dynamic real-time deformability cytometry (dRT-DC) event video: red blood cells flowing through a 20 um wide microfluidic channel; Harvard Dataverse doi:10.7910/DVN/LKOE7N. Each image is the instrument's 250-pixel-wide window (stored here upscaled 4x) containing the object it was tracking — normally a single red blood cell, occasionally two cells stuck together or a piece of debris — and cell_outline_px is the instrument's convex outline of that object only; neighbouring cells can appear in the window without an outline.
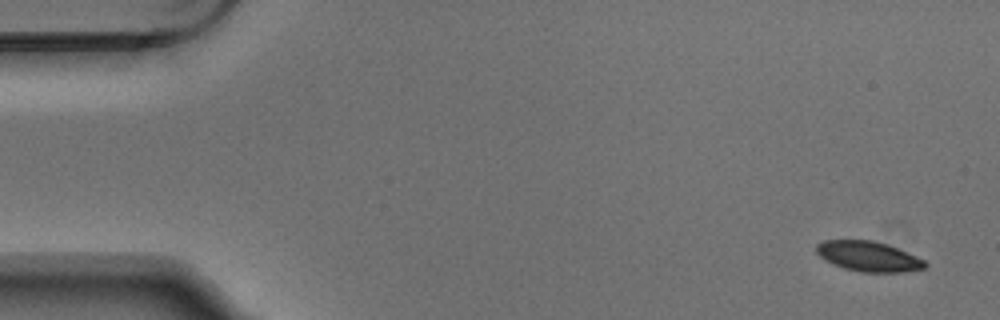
{"species": "Egyptian fruit bat (a non-hibernating species)", "species_latin": "Rousettus aegyptiacus", "temperature_condition": "warm", "stored_images_in_passage": 7, "camera_frame_rate_fps": 3000, "um_per_image_px": 0.085, "animal": {"sex": "male"}, "frame": {"image": 1, "passage_image": 1, "time_ms": 0.0, "image_size_px": [1000, 320], "cell_outline_px": [[928, 264], [924, 268], [904, 272], [860, 272], [844, 268], [824, 260], [816, 252], [816, 244], [824, 240], [872, 240], [888, 244], [916, 256], [924, 260]], "centroid_in_image_um": [73.81, 21.79], "position_along_channel_um": 11.2, "area_um2": 19.07}}
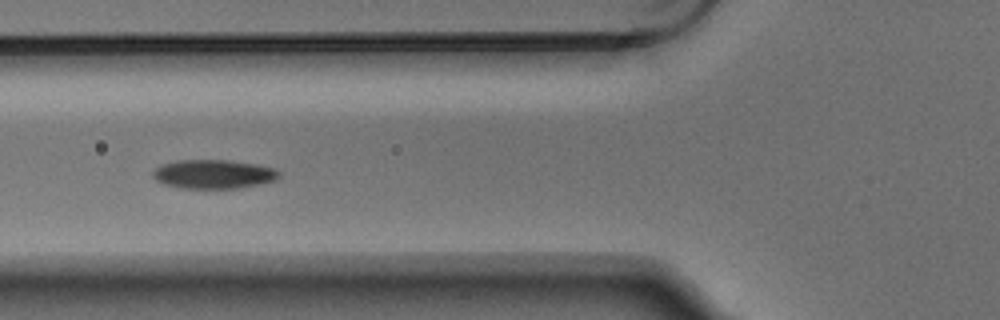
{"frame": {"image": 2, "passage_image": 6, "time_ms": 1.667, "image_size_px": [1000, 320], "cell_outline_px": [[280, 176], [276, 180], [240, 188], [180, 188], [164, 184], [156, 180], [152, 176], [152, 172], [160, 164], [176, 160], [228, 160], [256, 164], [272, 168], [280, 172]], "centroid_in_image_um": [18.12, 14.8], "position_along_channel_um": 107.7, "area_um2": 21.33}}
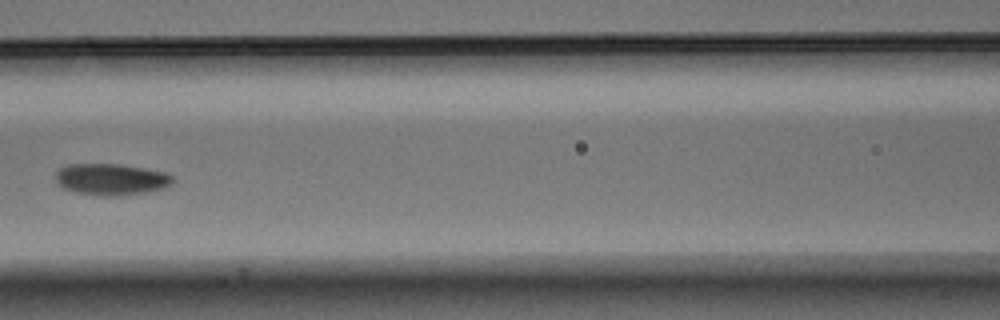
{"frame": {"image": 3, "passage_image": 7, "time_ms": 2.0, "image_size_px": [1000, 320], "cell_outline_px": [[176, 180], [168, 188], [144, 192], [116, 196], [104, 196], [76, 192], [64, 188], [56, 184], [56, 172], [60, 168], [68, 164], [120, 164], [164, 172], [172, 176]], "centroid_in_image_um": [9.46, 15.24], "position_along_channel_um": 157.1, "area_um2": 21.56}}